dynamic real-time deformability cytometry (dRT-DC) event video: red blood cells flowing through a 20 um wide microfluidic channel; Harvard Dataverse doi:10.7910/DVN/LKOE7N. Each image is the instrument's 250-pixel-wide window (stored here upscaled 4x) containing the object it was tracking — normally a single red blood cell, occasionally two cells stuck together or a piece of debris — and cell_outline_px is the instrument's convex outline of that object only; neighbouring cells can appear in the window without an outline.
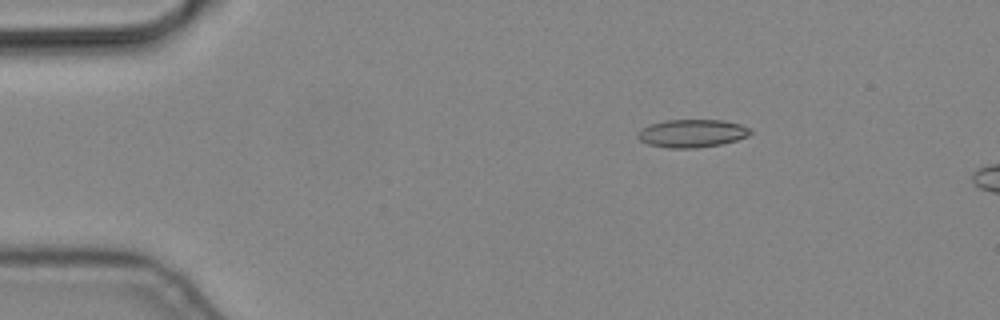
{"species": "common noctule bat (a hibernating species)", "species_latin": "Nyctalus noctula", "temperature_condition": "cold", "stored_images_in_passage": 3, "camera_frame_rate_fps": 3000, "um_per_image_px": 0.085, "animal": {"sex": "male", "body_mass_g": 19.2, "forearm_length_mm": 51.8}, "frame": {"image": 1, "passage_image": 2, "time_ms": 0.333, "image_size_px": [1000, 320], "cell_outline_px": [[752, 132], [748, 136], [736, 140], [720, 144], [696, 148], [668, 148], [648, 144], [640, 140], [636, 136], [636, 132], [640, 128], [652, 124], [668, 120], [724, 120], [740, 124], [748, 128]], "centroid_in_image_um": [58.79, 11.33], "position_along_channel_um": 26.2, "area_um2": 18.32}}